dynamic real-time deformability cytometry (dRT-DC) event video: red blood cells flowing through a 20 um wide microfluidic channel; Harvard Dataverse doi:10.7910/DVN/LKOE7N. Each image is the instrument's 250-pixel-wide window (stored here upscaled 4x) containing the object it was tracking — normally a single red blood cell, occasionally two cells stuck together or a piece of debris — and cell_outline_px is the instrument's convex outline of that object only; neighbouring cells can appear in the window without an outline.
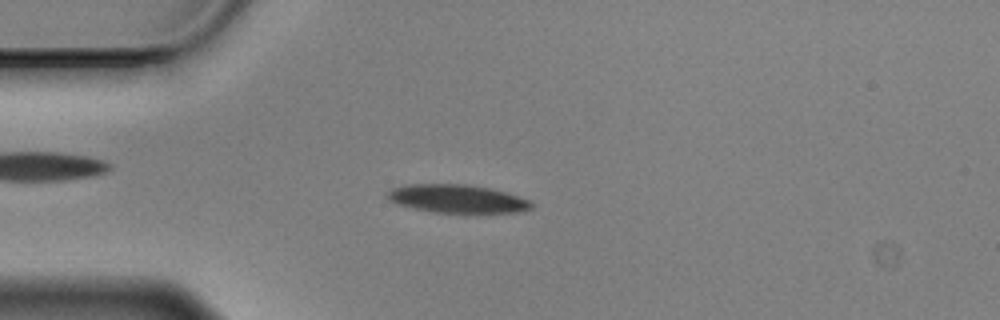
{"species": "Egyptian fruit bat (a non-hibernating species)", "species_latin": "Rousettus aegyptiacus", "temperature_condition": "cold", "stored_images_in_passage": 51, "camera_frame_rate_fps": 3000, "um_per_image_px": 0.085, "animal": {"sex": "male"}, "frame": {"image": 1, "passage_image": 14, "time_ms": 4.333, "image_size_px": [1000, 320], "cell_outline_px": [[536, 204], [532, 208], [524, 212], [432, 212], [400, 204], [392, 200], [388, 196], [388, 192], [392, 188], [408, 184], [468, 184], [488, 188], [504, 192], [532, 200]], "centroid_in_image_um": [38.96, 16.89], "position_along_channel_um": 46.0, "area_um2": 23.41}}
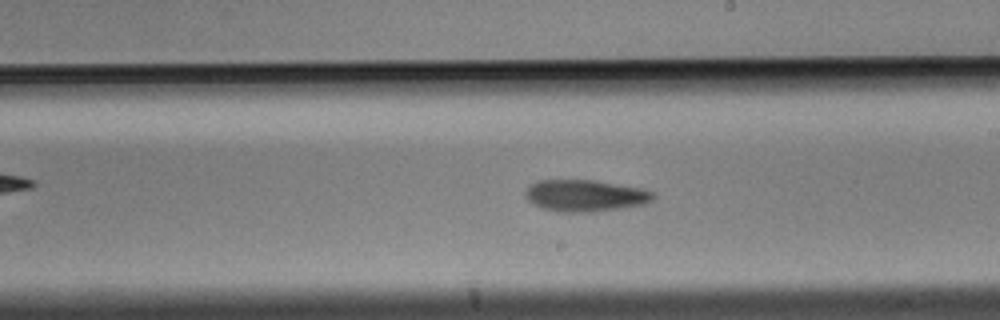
{"frame": {"image": 2, "passage_image": 32, "time_ms": 10.333, "image_size_px": [1000, 320], "cell_outline_px": [[656, 196], [652, 200], [644, 204], [620, 208], [592, 212], [560, 212], [540, 208], [532, 204], [524, 196], [524, 192], [528, 184], [536, 180], [596, 180], [640, 188], [652, 192]], "centroid_in_image_um": [49.66, 16.62], "position_along_channel_um": 239.3, "area_um2": 23.87}}
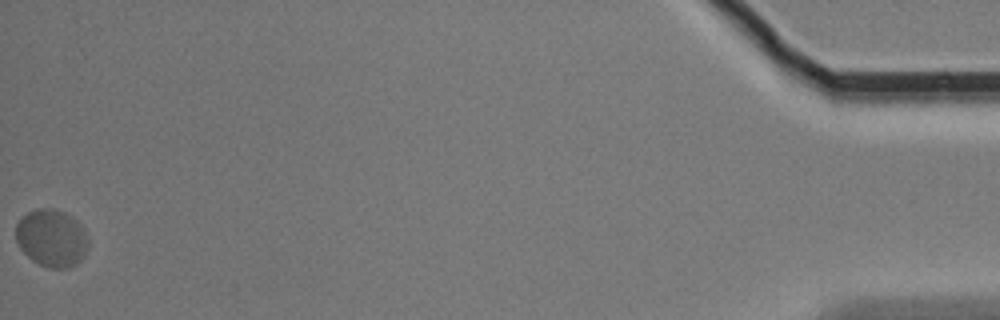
{"frame": {"image": 3, "passage_image": 51, "time_ms": 16.667, "image_size_px": [1000, 320], "cell_outline_px": [[88, 248], [84, 256], [76, 264], [68, 268], [48, 268], [32, 260], [20, 248], [16, 240], [16, 224], [28, 212], [36, 208], [48, 208], [64, 212], [72, 216], [84, 228], [88, 240]], "centroid_in_image_um": [4.4, 20.24], "position_along_channel_um": 430.8, "area_um2": 24.28}, "authors_computed_cell_mechanics": {"area_um2": 23.1778, "velocity_mm_per_s": 3.4758, "shape_relaxation_time_tau1_ms": 4.3332, "shape_relaxation_time_tau2_ms": null, "deformation_change_tau1": 0.1389, "deformation_change_tau2": null}}